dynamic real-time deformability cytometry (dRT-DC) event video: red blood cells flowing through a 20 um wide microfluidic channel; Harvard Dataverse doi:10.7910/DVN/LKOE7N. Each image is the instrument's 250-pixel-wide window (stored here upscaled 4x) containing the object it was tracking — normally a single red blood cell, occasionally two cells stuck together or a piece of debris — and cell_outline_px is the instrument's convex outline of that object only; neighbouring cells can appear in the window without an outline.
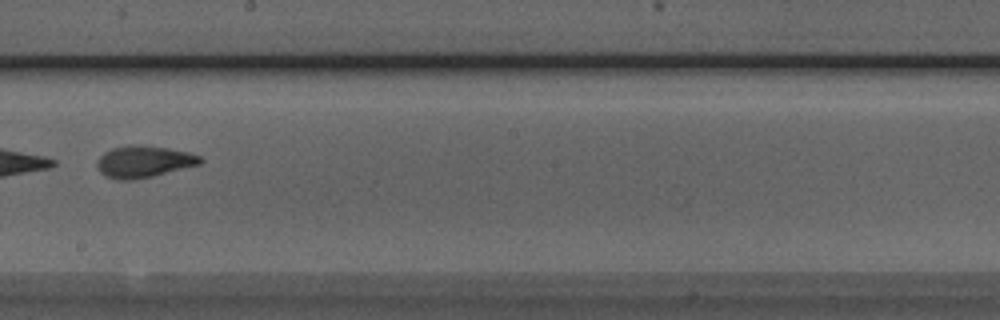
{"species": "Egyptian fruit bat (a non-hibernating species)", "species_latin": "Rousettus aegyptiacus", "temperature_condition": "room temperature", "stored_images_in_passage": 49, "camera_frame_rate_fps": 3000, "um_per_image_px": 0.085, "animal": {"sex": "male"}, "frame": {"image": 1, "passage_image": 28, "time_ms": 9.0, "image_size_px": [1000, 320], "cell_outline_px": [[204, 160], [200, 164], [152, 176], [132, 180], [116, 180], [104, 176], [100, 172], [96, 164], [96, 160], [104, 152], [112, 148], [128, 144], [136, 144], [168, 148], [188, 152], [200, 156]], "centroid_in_image_um": [12.18, 13.73], "position_along_channel_um": 236.0, "area_um2": 19.25}}